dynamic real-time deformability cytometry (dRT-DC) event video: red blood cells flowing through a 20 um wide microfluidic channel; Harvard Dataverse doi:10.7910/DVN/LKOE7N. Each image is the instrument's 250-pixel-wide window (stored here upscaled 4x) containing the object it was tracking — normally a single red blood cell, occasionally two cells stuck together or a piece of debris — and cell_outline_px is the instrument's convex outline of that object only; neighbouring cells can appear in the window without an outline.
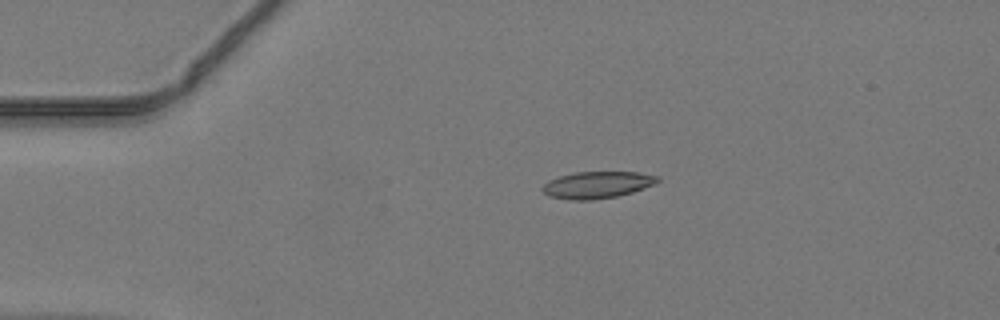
{"species": "common noctule bat (a hibernating species)", "species_latin": "Nyctalus noctula", "temperature_condition": "warm", "stored_images_in_passage": 39, "camera_frame_rate_fps": 3000, "um_per_image_px": 0.085, "animal": {"sex": "male", "body_mass_g": 19.2, "forearm_length_mm": 51.8}, "frame": {"image": 1, "passage_image": 1, "time_ms": 0.0, "image_size_px": [1000, 320], "cell_outline_px": [[660, 180], [644, 188], [632, 192], [616, 196], [592, 200], [568, 200], [548, 196], [540, 188], [548, 180], [560, 176], [576, 172], [640, 172], [660, 176]], "centroid_in_image_um": [50.74, 15.71], "position_along_channel_um": 34.3, "area_um2": 18.03}}
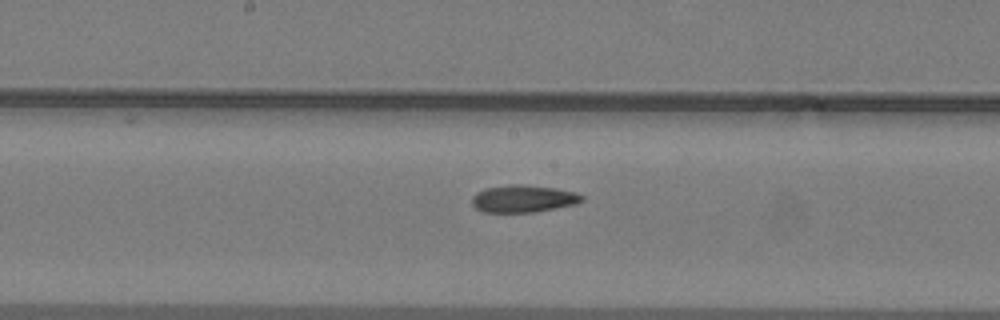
{"frame": {"image": 2, "passage_image": 16, "time_ms": 5.0, "image_size_px": [1000, 320], "cell_outline_px": [[584, 200], [576, 204], [532, 212], [484, 212], [476, 208], [472, 204], [472, 196], [476, 192], [484, 188], [512, 184], [520, 184], [556, 188], [576, 192], [584, 196]], "centroid_in_image_um": [44.47, 16.88], "position_along_channel_um": 203.7, "area_um2": 17.51}}
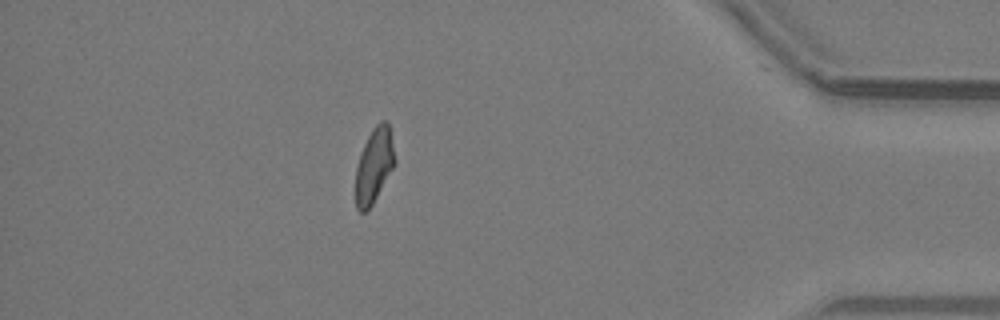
{"frame": {"image": 3, "passage_image": 33, "time_ms": 10.667, "image_size_px": [1000, 320], "cell_outline_px": [[396, 164], [372, 204], [364, 212], [360, 212], [356, 208], [356, 168], [360, 152], [372, 128], [380, 120], [388, 120], [396, 160]], "centroid_in_image_um": [31.81, 14.02], "position_along_channel_um": 403.4, "area_um2": 17.17}}